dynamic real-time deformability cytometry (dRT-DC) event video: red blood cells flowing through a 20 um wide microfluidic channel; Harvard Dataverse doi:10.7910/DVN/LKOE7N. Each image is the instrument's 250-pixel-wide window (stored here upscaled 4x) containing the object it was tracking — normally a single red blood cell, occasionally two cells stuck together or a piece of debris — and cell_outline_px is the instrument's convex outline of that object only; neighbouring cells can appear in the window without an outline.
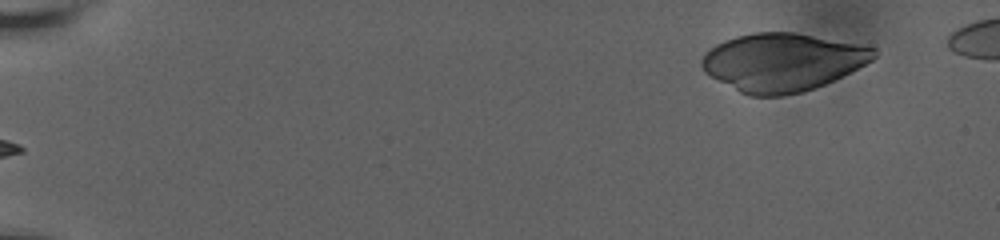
{"species": "human", "species_latin": "Homo sapiens", "temperature_condition": "room temperature", "stored_images_in_passage": 17, "camera_frame_rate_fps": 3000, "um_per_image_px": 0.085, "donor": {"sex": "male"}, "frame": {"image": 1, "passage_image": 1, "time_ms": 0.0, "image_size_px": [1000, 240], "cell_outline_px": [[876, 56], [872, 60], [816, 88], [784, 96], [748, 96], [740, 92], [704, 72], [700, 64], [700, 60], [704, 52], [716, 44], [724, 40], [736, 36], [752, 32], [796, 32], [876, 48]], "centroid_in_image_um": [66.44, 5.28], "position_along_channel_um": 18.6, "area_um2": 57.86}}